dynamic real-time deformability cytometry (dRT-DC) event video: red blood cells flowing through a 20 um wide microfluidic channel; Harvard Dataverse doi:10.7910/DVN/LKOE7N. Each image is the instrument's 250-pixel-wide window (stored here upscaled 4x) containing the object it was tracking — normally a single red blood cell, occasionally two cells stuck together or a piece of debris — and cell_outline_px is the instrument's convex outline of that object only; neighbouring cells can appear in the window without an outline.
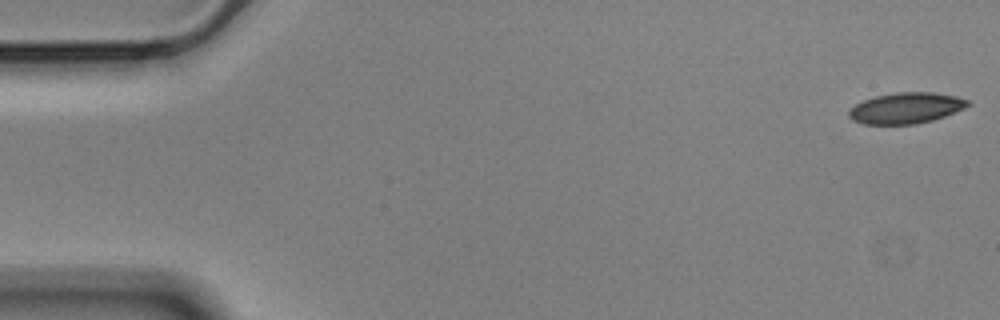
{"species": "Egyptian fruit bat (a non-hibernating species)", "species_latin": "Rousettus aegyptiacus", "temperature_condition": "cold", "stored_images_in_passage": 56, "camera_frame_rate_fps": 3000, "um_per_image_px": 0.085, "animal": {"sex": "male"}, "frame": {"image": 1, "passage_image": 1, "time_ms": 0.0, "image_size_px": [1000, 320], "cell_outline_px": [[972, 104], [964, 108], [944, 116], [932, 120], [916, 124], [864, 124], [852, 120], [848, 116], [848, 112], [856, 104], [864, 100], [876, 96], [896, 92], [932, 92], [956, 96], [968, 100]], "centroid_in_image_um": [77.02, 9.18], "position_along_channel_um": 8.0, "area_um2": 21.33}}
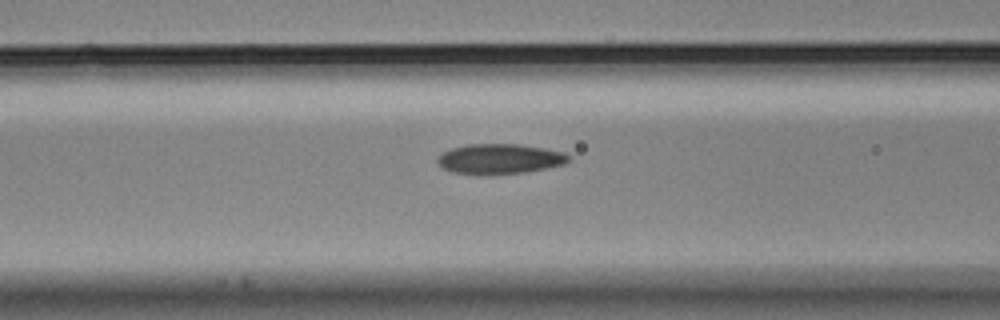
{"frame": {"image": 2, "passage_image": 22, "time_ms": 7.0, "image_size_px": [1000, 320], "cell_outline_px": [[572, 160], [564, 164], [548, 168], [528, 172], [452, 172], [444, 168], [436, 160], [444, 152], [452, 148], [468, 144], [520, 144], [544, 148], [564, 152]], "centroid_in_image_um": [42.56, 13.46], "position_along_channel_um": 124.0, "area_um2": 22.2}}
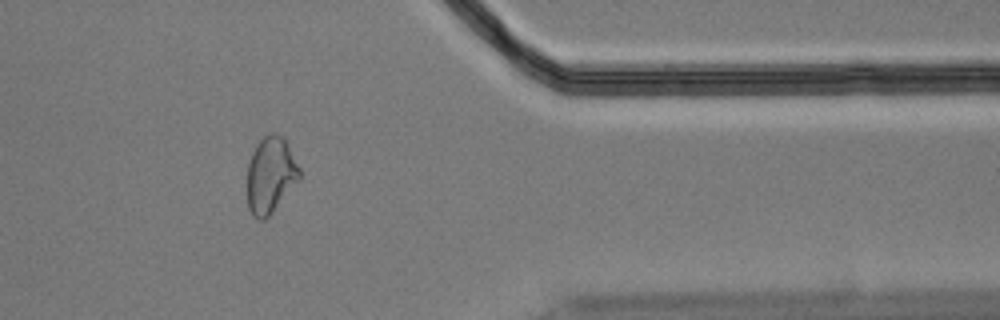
{"frame": {"image": 3, "passage_image": 46, "time_ms": 15.0, "image_size_px": [1000, 320], "cell_outline_px": [[300, 180], [272, 212], [264, 220], [260, 220], [252, 216], [248, 208], [248, 164], [252, 152], [256, 144], [268, 132], [272, 132], [284, 136], [300, 168]], "centroid_in_image_um": [23.01, 14.86], "position_along_channel_um": 388.4, "area_um2": 23.41}, "authors_computed_cell_mechanics": {"area_um2": 22.4553, "velocity_mm_per_s": 3.5415, "shape_relaxation_time_tau1_ms": 9.3481, "shape_relaxation_time_tau2_ms": 6.2756, "deformation_change_tau1": 0.1828, "deformation_change_tau2": 0.0995}}